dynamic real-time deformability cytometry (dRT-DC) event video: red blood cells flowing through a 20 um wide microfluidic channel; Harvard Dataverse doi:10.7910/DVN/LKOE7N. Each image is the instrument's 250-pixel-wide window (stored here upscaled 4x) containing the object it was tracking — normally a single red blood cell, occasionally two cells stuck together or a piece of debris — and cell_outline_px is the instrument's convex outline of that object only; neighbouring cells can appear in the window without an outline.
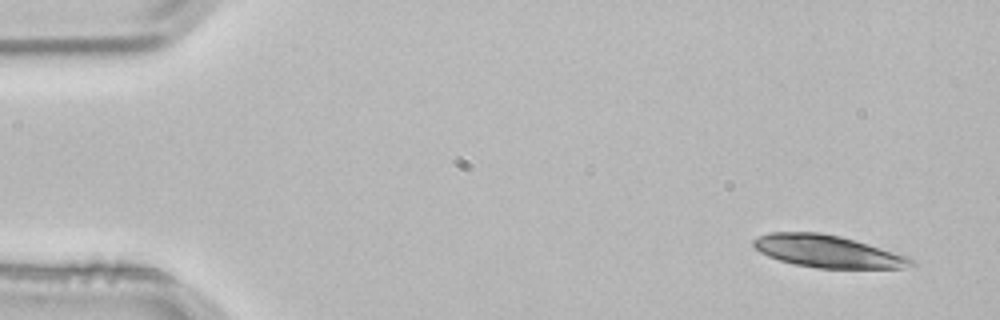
{"species": "common noctule bat (a hibernating species)", "species_latin": "Nyctalus noctula", "temperature_condition": "room temperature", "stored_images_in_passage": 3, "camera_frame_rate_fps": 3000, "um_per_image_px": 0.085, "animal": {"sex": "male", "body_mass_g": 21.5, "forearm_length_mm": 52.0}, "frame": {"image": 1, "passage_image": 1, "time_ms": 0.0, "image_size_px": [1000, 320], "cell_outline_px": [[916, 264], [900, 268], [816, 268], [796, 264], [780, 260], [768, 256], [760, 252], [752, 244], [752, 240], [768, 232], [820, 232], [840, 236], [908, 256], [916, 260]], "centroid_in_image_um": [70.34, 21.36], "position_along_channel_um": 14.7, "area_um2": 29.48}}